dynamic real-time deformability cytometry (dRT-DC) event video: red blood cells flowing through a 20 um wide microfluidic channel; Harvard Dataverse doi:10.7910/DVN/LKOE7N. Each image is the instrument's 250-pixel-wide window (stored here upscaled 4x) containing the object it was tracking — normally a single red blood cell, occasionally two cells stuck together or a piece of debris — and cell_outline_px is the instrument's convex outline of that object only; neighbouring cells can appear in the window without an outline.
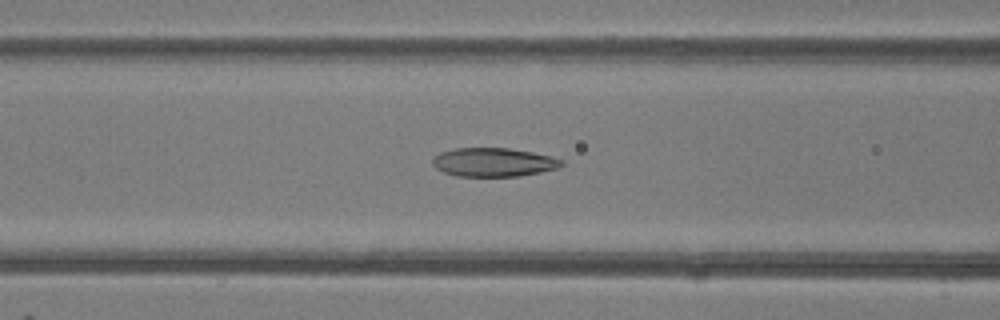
{"species": "common noctule bat (a hibernating species)", "species_latin": "Nyctalus noctula", "temperature_condition": "room temperature", "stored_images_in_passage": 49, "camera_frame_rate_fps": 3000, "um_per_image_px": 0.085, "animal": {"sex": "female"}, "frame": {"image": 1, "passage_image": 20, "time_ms": 6.333, "image_size_px": [1000, 320], "cell_outline_px": [[564, 164], [560, 168], [520, 176], [456, 176], [444, 172], [436, 168], [432, 164], [432, 160], [440, 152], [456, 148], [508, 148], [532, 152], [552, 156], [564, 160]], "centroid_in_image_um": [41.99, 13.79], "position_along_channel_um": 124.6, "area_um2": 21.68}}
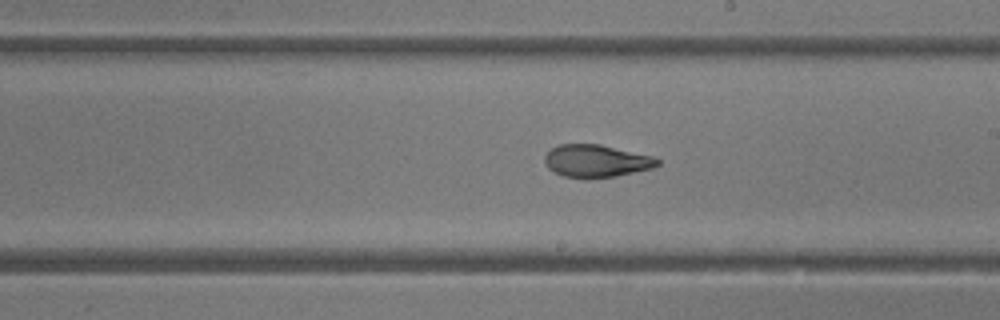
{"frame": {"image": 2, "passage_image": 28, "time_ms": 9.0, "image_size_px": [1000, 320], "cell_outline_px": [[660, 164], [652, 168], [616, 176], [564, 176], [548, 168], [544, 160], [544, 156], [552, 148], [560, 144], [600, 144], [652, 156], [660, 160]], "centroid_in_image_um": [50.7, 13.65], "position_along_channel_um": 238.3, "area_um2": 20.75}}
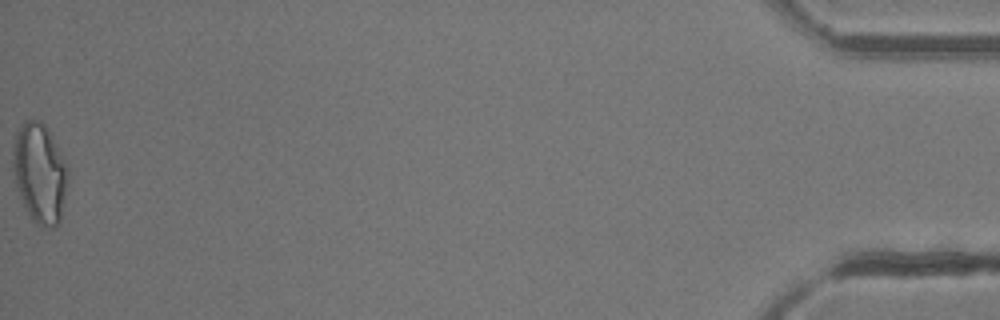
{"frame": {"image": 3, "passage_image": 49, "time_ms": 16.0, "image_size_px": [1000, 320], "cell_outline_px": [[68, 176], [60, 224], [52, 228], [44, 228], [36, 224], [32, 220], [16, 188], [12, 168], [12, 152], [16, 132], [20, 124], [24, 120], [40, 120], [48, 128], [68, 168]], "centroid_in_image_um": [3.36, 14.72], "position_along_channel_um": 431.8, "area_um2": 32.25}, "authors_computed_cell_mechanics": {"area_um2": 23.8714, "velocity_mm_per_s": 4.2635, "shape_relaxation_time_tau1_ms": null, "shape_relaxation_time_tau2_ms": 1.5243, "deformation_change_tau1": null, "deformation_change_tau2": 0.0877}}